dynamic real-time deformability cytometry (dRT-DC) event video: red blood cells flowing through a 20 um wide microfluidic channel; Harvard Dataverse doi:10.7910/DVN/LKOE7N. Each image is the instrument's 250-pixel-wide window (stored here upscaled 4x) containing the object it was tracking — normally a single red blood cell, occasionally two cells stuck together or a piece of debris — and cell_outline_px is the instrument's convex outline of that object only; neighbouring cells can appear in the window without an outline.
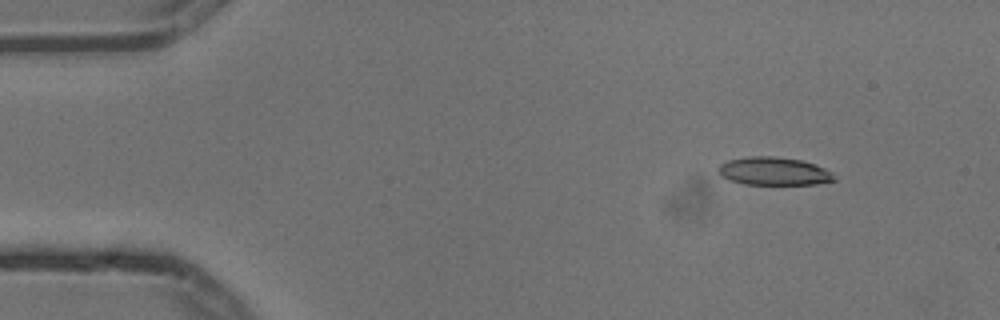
{"species": "common noctule bat (a hibernating species)", "species_latin": "Nyctalus noctula", "temperature_condition": "cold", "stored_images_in_passage": 4, "camera_frame_rate_fps": 3000, "um_per_image_px": 0.085, "animal": {"sex": "male", "body_mass_g": 13.3}, "frame": {"image": 1, "passage_image": 4, "time_ms": 1.0, "image_size_px": [1000, 320], "cell_outline_px": [[836, 180], [816, 184], [744, 184], [728, 180], [720, 176], [716, 172], [716, 168], [720, 164], [728, 160], [748, 156], [776, 156], [800, 160], [816, 164], [832, 172]], "centroid_in_image_um": [65.72, 14.55], "position_along_channel_um": 19.3, "area_um2": 19.19}}